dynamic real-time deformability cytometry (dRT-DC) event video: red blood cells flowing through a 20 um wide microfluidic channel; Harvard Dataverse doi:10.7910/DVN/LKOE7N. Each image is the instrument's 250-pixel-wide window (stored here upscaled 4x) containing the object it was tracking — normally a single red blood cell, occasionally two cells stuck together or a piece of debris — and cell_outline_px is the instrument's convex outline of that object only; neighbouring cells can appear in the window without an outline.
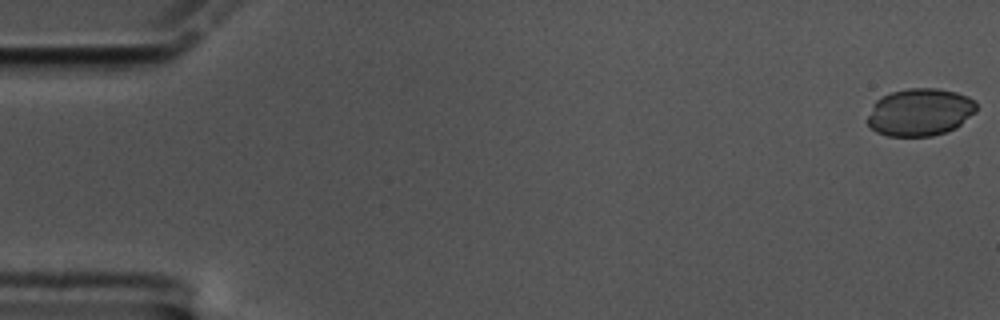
{"species": "common noctule bat (a hibernating species)", "species_latin": "Nyctalus noctula", "temperature_condition": "cold", "stored_images_in_passage": 59, "camera_frame_rate_fps": 3000, "um_per_image_px": 0.085, "animal": {"sex": "male", "body_mass_g": 17.5, "forearm_length_mm": 52.3}, "frame": {"image": 1, "passage_image": 1, "time_ms": 0.0, "image_size_px": [1000, 320], "cell_outline_px": [[976, 112], [956, 128], [948, 132], [932, 136], [888, 136], [876, 132], [868, 124], [868, 116], [872, 104], [880, 96], [892, 92], [908, 88], [936, 88], [956, 92], [968, 96], [976, 100]], "centroid_in_image_um": [78.21, 9.53], "position_along_channel_um": 6.8, "area_um2": 30.46}}
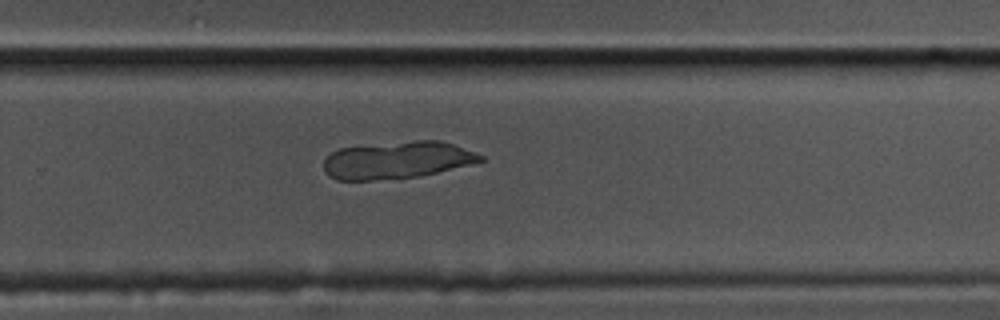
{"frame": {"image": 2, "passage_image": 39, "time_ms": 12.667, "image_size_px": [1000, 320], "cell_outline_px": [[484, 160], [420, 176], [400, 180], [336, 180], [328, 176], [324, 172], [324, 160], [332, 152], [340, 148], [416, 140], [440, 140], [452, 144], [484, 156]], "centroid_in_image_um": [33.7, 13.63], "position_along_channel_um": 296.1, "area_um2": 33.93}}